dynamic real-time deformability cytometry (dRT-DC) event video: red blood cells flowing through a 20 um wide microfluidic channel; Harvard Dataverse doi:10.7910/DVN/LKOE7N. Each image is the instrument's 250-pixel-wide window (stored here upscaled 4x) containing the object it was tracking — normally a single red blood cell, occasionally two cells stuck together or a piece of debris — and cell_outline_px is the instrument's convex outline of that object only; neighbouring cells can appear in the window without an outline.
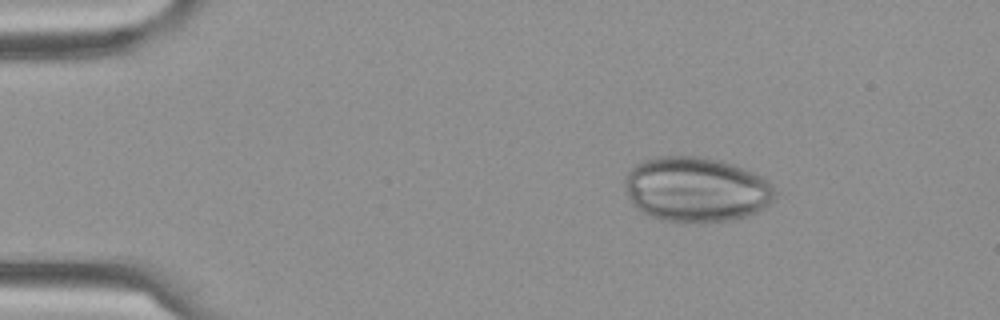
{"species": "Egyptian fruit bat (a non-hibernating species)", "species_latin": "Rousettus aegyptiacus", "temperature_condition": "cold", "stored_images_in_passage": 10, "camera_frame_rate_fps": 3000, "um_per_image_px": 0.085, "frame": {"image": 1, "passage_image": 1, "time_ms": 0.0, "image_size_px": [1000, 320], "cell_outline_px": [[776, 192], [772, 200], [764, 208], [756, 212], [732, 220], [700, 224], [664, 220], [652, 216], [644, 212], [632, 204], [628, 196], [624, 184], [624, 180], [628, 172], [636, 164], [644, 160], [660, 156], [696, 156], [720, 160], [756, 172], [768, 180], [772, 184]], "centroid_in_image_um": [59.19, 16.11], "position_along_channel_um": 25.8, "area_um2": 57.16}}
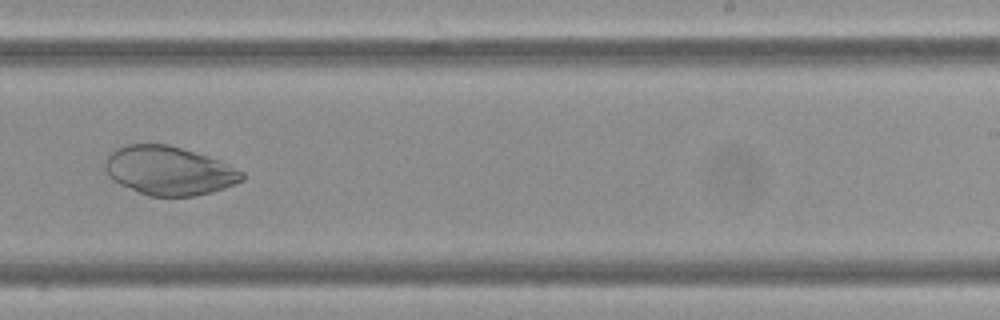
{"frame": {"image": 2, "passage_image": 9, "time_ms": 2.667, "image_size_px": [1000, 320], "cell_outline_px": [[244, 180], [236, 184], [224, 188], [192, 196], [148, 196], [120, 184], [112, 180], [108, 176], [104, 168], [104, 164], [108, 156], [116, 148], [124, 144], [168, 144], [220, 160], [244, 172]], "centroid_in_image_um": [14.35, 14.5], "position_along_channel_um": 274.7, "area_um2": 38.9}}
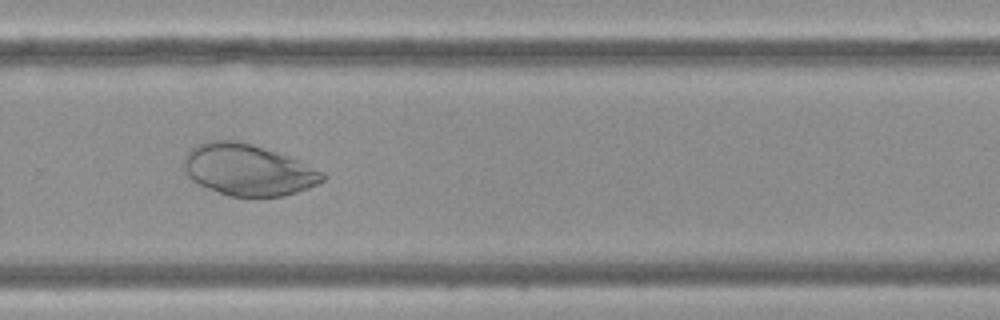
{"frame": {"image": 3, "passage_image": 10, "time_ms": 3.0, "image_size_px": [1000, 320], "cell_outline_px": [[324, 180], [308, 188], [284, 196], [228, 196], [208, 188], [192, 180], [184, 172], [184, 156], [196, 144], [204, 140], [236, 140], [252, 144], [296, 160], [324, 172]], "centroid_in_image_um": [21.02, 14.43], "position_along_channel_um": 308.8, "area_um2": 41.15}}